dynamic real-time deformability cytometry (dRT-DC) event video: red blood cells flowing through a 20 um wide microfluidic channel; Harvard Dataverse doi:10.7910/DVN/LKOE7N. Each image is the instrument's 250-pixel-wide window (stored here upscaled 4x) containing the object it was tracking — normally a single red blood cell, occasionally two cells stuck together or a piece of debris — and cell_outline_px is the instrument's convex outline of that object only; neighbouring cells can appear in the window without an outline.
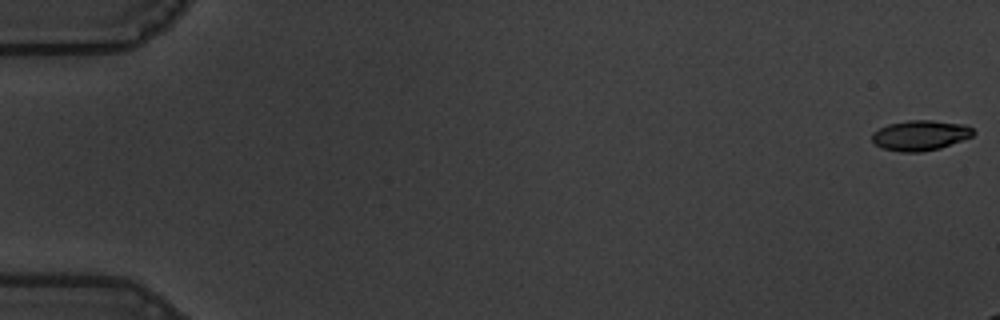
{"species": "common noctule bat (a hibernating species)", "species_latin": "Nyctalus noctula", "temperature_condition": "warm", "stored_images_in_passage": 14, "camera_frame_rate_fps": 3000, "um_per_image_px": 0.085, "animal": {"sex": "male", "body_mass_g": 19.5, "forearm_length_mm": 54.6}, "frame": {"image": 1, "passage_image": 1, "time_ms": 0.0, "image_size_px": [1000, 320], "cell_outline_px": [[976, 132], [972, 136], [940, 148], [920, 152], [900, 152], [880, 148], [872, 140], [872, 132], [888, 124], [908, 120], [932, 120], [964, 124], [972, 128]], "centroid_in_image_um": [78.21, 11.5], "position_along_channel_um": 6.8, "area_um2": 17.86}}